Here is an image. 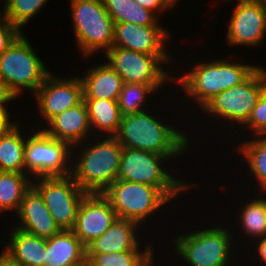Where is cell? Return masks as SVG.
Here are the masks:
<instances>
[{
    "mask_svg": "<svg viewBox=\"0 0 266 266\" xmlns=\"http://www.w3.org/2000/svg\"><path fill=\"white\" fill-rule=\"evenodd\" d=\"M114 137L123 147L167 155L170 158L184 154L189 143L185 133L163 124L144 110L122 115Z\"/></svg>",
    "mask_w": 266,
    "mask_h": 266,
    "instance_id": "6da1fadb",
    "label": "cell"
},
{
    "mask_svg": "<svg viewBox=\"0 0 266 266\" xmlns=\"http://www.w3.org/2000/svg\"><path fill=\"white\" fill-rule=\"evenodd\" d=\"M99 141L82 148L71 171L74 181L87 193H103L118 176L123 146L111 134Z\"/></svg>",
    "mask_w": 266,
    "mask_h": 266,
    "instance_id": "7a4b0ae2",
    "label": "cell"
},
{
    "mask_svg": "<svg viewBox=\"0 0 266 266\" xmlns=\"http://www.w3.org/2000/svg\"><path fill=\"white\" fill-rule=\"evenodd\" d=\"M194 67L191 72L180 76L176 81L202 108L220 92L246 80L257 66L220 59L198 63Z\"/></svg>",
    "mask_w": 266,
    "mask_h": 266,
    "instance_id": "3957f363",
    "label": "cell"
},
{
    "mask_svg": "<svg viewBox=\"0 0 266 266\" xmlns=\"http://www.w3.org/2000/svg\"><path fill=\"white\" fill-rule=\"evenodd\" d=\"M49 74L23 33L0 55V81L15 99L22 89L35 94Z\"/></svg>",
    "mask_w": 266,
    "mask_h": 266,
    "instance_id": "277c9868",
    "label": "cell"
},
{
    "mask_svg": "<svg viewBox=\"0 0 266 266\" xmlns=\"http://www.w3.org/2000/svg\"><path fill=\"white\" fill-rule=\"evenodd\" d=\"M75 38L84 56L113 47L114 21L102 0H70Z\"/></svg>",
    "mask_w": 266,
    "mask_h": 266,
    "instance_id": "5b68a950",
    "label": "cell"
},
{
    "mask_svg": "<svg viewBox=\"0 0 266 266\" xmlns=\"http://www.w3.org/2000/svg\"><path fill=\"white\" fill-rule=\"evenodd\" d=\"M168 159L167 155L123 147L117 179L152 185L172 200L189 185L173 178L161 167Z\"/></svg>",
    "mask_w": 266,
    "mask_h": 266,
    "instance_id": "8992f818",
    "label": "cell"
},
{
    "mask_svg": "<svg viewBox=\"0 0 266 266\" xmlns=\"http://www.w3.org/2000/svg\"><path fill=\"white\" fill-rule=\"evenodd\" d=\"M230 236L226 228L219 226L178 235L173 242L179 256L190 266H230Z\"/></svg>",
    "mask_w": 266,
    "mask_h": 266,
    "instance_id": "52a82bcc",
    "label": "cell"
},
{
    "mask_svg": "<svg viewBox=\"0 0 266 266\" xmlns=\"http://www.w3.org/2000/svg\"><path fill=\"white\" fill-rule=\"evenodd\" d=\"M118 218L142 224L170 200L152 185L116 179L103 193Z\"/></svg>",
    "mask_w": 266,
    "mask_h": 266,
    "instance_id": "ba28073f",
    "label": "cell"
},
{
    "mask_svg": "<svg viewBox=\"0 0 266 266\" xmlns=\"http://www.w3.org/2000/svg\"><path fill=\"white\" fill-rule=\"evenodd\" d=\"M71 147L68 142L52 138L43 130L31 134L25 143V174L28 172L35 178L70 175Z\"/></svg>",
    "mask_w": 266,
    "mask_h": 266,
    "instance_id": "9c48e42d",
    "label": "cell"
},
{
    "mask_svg": "<svg viewBox=\"0 0 266 266\" xmlns=\"http://www.w3.org/2000/svg\"><path fill=\"white\" fill-rule=\"evenodd\" d=\"M105 56L123 83L150 85L156 91L170 79L169 71L162 68V63L172 60L169 55H148L113 46Z\"/></svg>",
    "mask_w": 266,
    "mask_h": 266,
    "instance_id": "30bf717a",
    "label": "cell"
},
{
    "mask_svg": "<svg viewBox=\"0 0 266 266\" xmlns=\"http://www.w3.org/2000/svg\"><path fill=\"white\" fill-rule=\"evenodd\" d=\"M41 181L32 186L43 197L45 206L62 230H72L76 223L79 205L87 194L74 181L72 175L38 177Z\"/></svg>",
    "mask_w": 266,
    "mask_h": 266,
    "instance_id": "8fae6325",
    "label": "cell"
},
{
    "mask_svg": "<svg viewBox=\"0 0 266 266\" xmlns=\"http://www.w3.org/2000/svg\"><path fill=\"white\" fill-rule=\"evenodd\" d=\"M261 96L259 80H258V66L256 70L242 83L235 85L232 88L224 90L214 96L202 108L207 113L215 114L217 117H222L224 121H235L243 126L254 106L257 104ZM226 119V120H225Z\"/></svg>",
    "mask_w": 266,
    "mask_h": 266,
    "instance_id": "7c38bea8",
    "label": "cell"
},
{
    "mask_svg": "<svg viewBox=\"0 0 266 266\" xmlns=\"http://www.w3.org/2000/svg\"><path fill=\"white\" fill-rule=\"evenodd\" d=\"M118 218L102 193H87L82 199L72 231L85 247L100 237Z\"/></svg>",
    "mask_w": 266,
    "mask_h": 266,
    "instance_id": "4fadbf2b",
    "label": "cell"
},
{
    "mask_svg": "<svg viewBox=\"0 0 266 266\" xmlns=\"http://www.w3.org/2000/svg\"><path fill=\"white\" fill-rule=\"evenodd\" d=\"M234 7L226 35L228 44L235 46L261 44L266 34V11L261 2L239 1Z\"/></svg>",
    "mask_w": 266,
    "mask_h": 266,
    "instance_id": "5bb4252c",
    "label": "cell"
},
{
    "mask_svg": "<svg viewBox=\"0 0 266 266\" xmlns=\"http://www.w3.org/2000/svg\"><path fill=\"white\" fill-rule=\"evenodd\" d=\"M79 77L58 79L50 73L36 91L41 117L46 124L56 115L79 104L83 100V84Z\"/></svg>",
    "mask_w": 266,
    "mask_h": 266,
    "instance_id": "9a60e30c",
    "label": "cell"
},
{
    "mask_svg": "<svg viewBox=\"0 0 266 266\" xmlns=\"http://www.w3.org/2000/svg\"><path fill=\"white\" fill-rule=\"evenodd\" d=\"M168 31L160 25L139 26L134 23L114 24L113 46L148 55H167L163 42Z\"/></svg>",
    "mask_w": 266,
    "mask_h": 266,
    "instance_id": "2e32d148",
    "label": "cell"
},
{
    "mask_svg": "<svg viewBox=\"0 0 266 266\" xmlns=\"http://www.w3.org/2000/svg\"><path fill=\"white\" fill-rule=\"evenodd\" d=\"M17 216L22 224L16 228L41 238H51L62 230L33 186L25 193Z\"/></svg>",
    "mask_w": 266,
    "mask_h": 266,
    "instance_id": "e0dca14e",
    "label": "cell"
},
{
    "mask_svg": "<svg viewBox=\"0 0 266 266\" xmlns=\"http://www.w3.org/2000/svg\"><path fill=\"white\" fill-rule=\"evenodd\" d=\"M47 125L46 129L43 128L47 135L57 140L66 141L73 147L80 146L91 132L88 110L84 100L54 116Z\"/></svg>",
    "mask_w": 266,
    "mask_h": 266,
    "instance_id": "ac0fdd59",
    "label": "cell"
},
{
    "mask_svg": "<svg viewBox=\"0 0 266 266\" xmlns=\"http://www.w3.org/2000/svg\"><path fill=\"white\" fill-rule=\"evenodd\" d=\"M139 226L141 227L135 221L117 218L100 237L86 247V254L141 250L135 234Z\"/></svg>",
    "mask_w": 266,
    "mask_h": 266,
    "instance_id": "d6986e66",
    "label": "cell"
},
{
    "mask_svg": "<svg viewBox=\"0 0 266 266\" xmlns=\"http://www.w3.org/2000/svg\"><path fill=\"white\" fill-rule=\"evenodd\" d=\"M10 241L1 252L14 266H45L46 239L11 229Z\"/></svg>",
    "mask_w": 266,
    "mask_h": 266,
    "instance_id": "ffe728a7",
    "label": "cell"
},
{
    "mask_svg": "<svg viewBox=\"0 0 266 266\" xmlns=\"http://www.w3.org/2000/svg\"><path fill=\"white\" fill-rule=\"evenodd\" d=\"M86 262V247L72 230L46 239L45 266H78Z\"/></svg>",
    "mask_w": 266,
    "mask_h": 266,
    "instance_id": "44dd1931",
    "label": "cell"
},
{
    "mask_svg": "<svg viewBox=\"0 0 266 266\" xmlns=\"http://www.w3.org/2000/svg\"><path fill=\"white\" fill-rule=\"evenodd\" d=\"M86 74L83 78L80 77L83 98L118 100L124 83L122 77L107 62L92 67Z\"/></svg>",
    "mask_w": 266,
    "mask_h": 266,
    "instance_id": "7402d4cb",
    "label": "cell"
},
{
    "mask_svg": "<svg viewBox=\"0 0 266 266\" xmlns=\"http://www.w3.org/2000/svg\"><path fill=\"white\" fill-rule=\"evenodd\" d=\"M25 143L19 125L14 122L0 137L1 172H25Z\"/></svg>",
    "mask_w": 266,
    "mask_h": 266,
    "instance_id": "603a6c76",
    "label": "cell"
},
{
    "mask_svg": "<svg viewBox=\"0 0 266 266\" xmlns=\"http://www.w3.org/2000/svg\"><path fill=\"white\" fill-rule=\"evenodd\" d=\"M83 100L87 106L91 130L94 128L114 136L122 118L118 101L97 98H83Z\"/></svg>",
    "mask_w": 266,
    "mask_h": 266,
    "instance_id": "cb8c5ba5",
    "label": "cell"
},
{
    "mask_svg": "<svg viewBox=\"0 0 266 266\" xmlns=\"http://www.w3.org/2000/svg\"><path fill=\"white\" fill-rule=\"evenodd\" d=\"M114 23L128 22L139 26L159 25L158 15L134 0H102Z\"/></svg>",
    "mask_w": 266,
    "mask_h": 266,
    "instance_id": "d4e9b609",
    "label": "cell"
},
{
    "mask_svg": "<svg viewBox=\"0 0 266 266\" xmlns=\"http://www.w3.org/2000/svg\"><path fill=\"white\" fill-rule=\"evenodd\" d=\"M32 182L25 173L0 171V213L6 210H15L17 213Z\"/></svg>",
    "mask_w": 266,
    "mask_h": 266,
    "instance_id": "484cf974",
    "label": "cell"
},
{
    "mask_svg": "<svg viewBox=\"0 0 266 266\" xmlns=\"http://www.w3.org/2000/svg\"><path fill=\"white\" fill-rule=\"evenodd\" d=\"M153 250L148 244L143 250H130L103 254H86L88 266H147L152 262Z\"/></svg>",
    "mask_w": 266,
    "mask_h": 266,
    "instance_id": "4316f807",
    "label": "cell"
},
{
    "mask_svg": "<svg viewBox=\"0 0 266 266\" xmlns=\"http://www.w3.org/2000/svg\"><path fill=\"white\" fill-rule=\"evenodd\" d=\"M255 136L259 138L243 142L238 150L247 159L249 168L258 179L259 189L266 192V134Z\"/></svg>",
    "mask_w": 266,
    "mask_h": 266,
    "instance_id": "83f0119b",
    "label": "cell"
},
{
    "mask_svg": "<svg viewBox=\"0 0 266 266\" xmlns=\"http://www.w3.org/2000/svg\"><path fill=\"white\" fill-rule=\"evenodd\" d=\"M240 213V223L247 236L259 239L266 236V198L248 201Z\"/></svg>",
    "mask_w": 266,
    "mask_h": 266,
    "instance_id": "f1b7e54d",
    "label": "cell"
},
{
    "mask_svg": "<svg viewBox=\"0 0 266 266\" xmlns=\"http://www.w3.org/2000/svg\"><path fill=\"white\" fill-rule=\"evenodd\" d=\"M4 16L20 31L48 0H4Z\"/></svg>",
    "mask_w": 266,
    "mask_h": 266,
    "instance_id": "f546056e",
    "label": "cell"
},
{
    "mask_svg": "<svg viewBox=\"0 0 266 266\" xmlns=\"http://www.w3.org/2000/svg\"><path fill=\"white\" fill-rule=\"evenodd\" d=\"M150 85L124 83L118 98V106L122 115L143 111L141 108L147 95L154 94Z\"/></svg>",
    "mask_w": 266,
    "mask_h": 266,
    "instance_id": "4dcf8cb0",
    "label": "cell"
},
{
    "mask_svg": "<svg viewBox=\"0 0 266 266\" xmlns=\"http://www.w3.org/2000/svg\"><path fill=\"white\" fill-rule=\"evenodd\" d=\"M244 125L254 130V135L266 134V99L262 95Z\"/></svg>",
    "mask_w": 266,
    "mask_h": 266,
    "instance_id": "1f68e13d",
    "label": "cell"
},
{
    "mask_svg": "<svg viewBox=\"0 0 266 266\" xmlns=\"http://www.w3.org/2000/svg\"><path fill=\"white\" fill-rule=\"evenodd\" d=\"M21 33L22 31L13 25L4 14L0 13V55Z\"/></svg>",
    "mask_w": 266,
    "mask_h": 266,
    "instance_id": "d6a6232c",
    "label": "cell"
},
{
    "mask_svg": "<svg viewBox=\"0 0 266 266\" xmlns=\"http://www.w3.org/2000/svg\"><path fill=\"white\" fill-rule=\"evenodd\" d=\"M143 8L148 9L154 12L156 15L159 12L171 9L174 5H176L177 0H134ZM171 7V8H170Z\"/></svg>",
    "mask_w": 266,
    "mask_h": 266,
    "instance_id": "836d02e7",
    "label": "cell"
},
{
    "mask_svg": "<svg viewBox=\"0 0 266 266\" xmlns=\"http://www.w3.org/2000/svg\"><path fill=\"white\" fill-rule=\"evenodd\" d=\"M6 107H0V137L14 123L10 122V116Z\"/></svg>",
    "mask_w": 266,
    "mask_h": 266,
    "instance_id": "e575fe53",
    "label": "cell"
},
{
    "mask_svg": "<svg viewBox=\"0 0 266 266\" xmlns=\"http://www.w3.org/2000/svg\"><path fill=\"white\" fill-rule=\"evenodd\" d=\"M14 99L15 98L9 93L5 85L0 81V107H5V104Z\"/></svg>",
    "mask_w": 266,
    "mask_h": 266,
    "instance_id": "d590c367",
    "label": "cell"
},
{
    "mask_svg": "<svg viewBox=\"0 0 266 266\" xmlns=\"http://www.w3.org/2000/svg\"><path fill=\"white\" fill-rule=\"evenodd\" d=\"M258 80L261 95L266 99V70L258 65Z\"/></svg>",
    "mask_w": 266,
    "mask_h": 266,
    "instance_id": "8d00e7d4",
    "label": "cell"
},
{
    "mask_svg": "<svg viewBox=\"0 0 266 266\" xmlns=\"http://www.w3.org/2000/svg\"><path fill=\"white\" fill-rule=\"evenodd\" d=\"M257 251L261 260L266 264V236L260 238L259 243L257 244Z\"/></svg>",
    "mask_w": 266,
    "mask_h": 266,
    "instance_id": "74e56055",
    "label": "cell"
},
{
    "mask_svg": "<svg viewBox=\"0 0 266 266\" xmlns=\"http://www.w3.org/2000/svg\"><path fill=\"white\" fill-rule=\"evenodd\" d=\"M0 266H14V265L1 253Z\"/></svg>",
    "mask_w": 266,
    "mask_h": 266,
    "instance_id": "f35d334b",
    "label": "cell"
},
{
    "mask_svg": "<svg viewBox=\"0 0 266 266\" xmlns=\"http://www.w3.org/2000/svg\"><path fill=\"white\" fill-rule=\"evenodd\" d=\"M266 11V0H259Z\"/></svg>",
    "mask_w": 266,
    "mask_h": 266,
    "instance_id": "ab89813d",
    "label": "cell"
},
{
    "mask_svg": "<svg viewBox=\"0 0 266 266\" xmlns=\"http://www.w3.org/2000/svg\"><path fill=\"white\" fill-rule=\"evenodd\" d=\"M78 266H88V263L86 261L85 263H82L81 265H78Z\"/></svg>",
    "mask_w": 266,
    "mask_h": 266,
    "instance_id": "60d3db41",
    "label": "cell"
},
{
    "mask_svg": "<svg viewBox=\"0 0 266 266\" xmlns=\"http://www.w3.org/2000/svg\"><path fill=\"white\" fill-rule=\"evenodd\" d=\"M152 263H153V261L151 263H149L147 266H152L153 265Z\"/></svg>",
    "mask_w": 266,
    "mask_h": 266,
    "instance_id": "b9f144b4",
    "label": "cell"
}]
</instances>
